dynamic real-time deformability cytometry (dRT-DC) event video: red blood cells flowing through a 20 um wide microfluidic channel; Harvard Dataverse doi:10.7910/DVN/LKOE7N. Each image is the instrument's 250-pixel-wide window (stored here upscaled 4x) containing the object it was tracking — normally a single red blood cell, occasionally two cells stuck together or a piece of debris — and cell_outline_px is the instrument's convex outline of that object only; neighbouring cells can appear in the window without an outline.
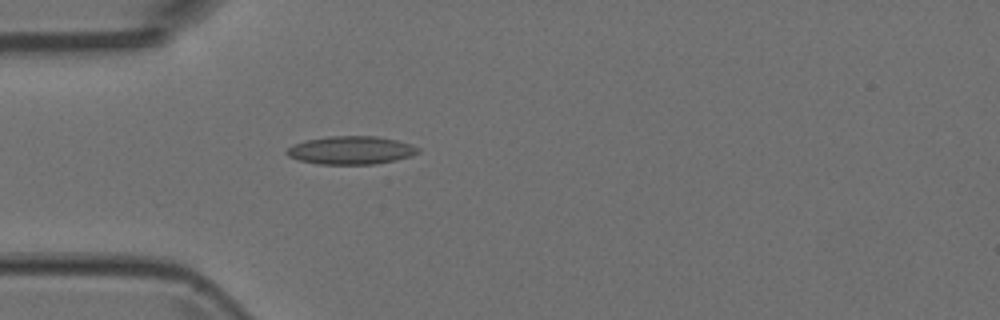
{"species": "Egyptian fruit bat (a non-hibernating species)", "species_latin": "Rousettus aegyptiacus", "temperature_condition": "room temperature", "stored_images_in_passage": 5, "camera_frame_rate_fps": 3000, "um_per_image_px": 0.085, "animal": {"sex": "female"}, "frame": {"image": 1, "passage_image": 5, "time_ms": 1.333, "image_size_px": [1000, 320], "cell_outline_px": [[420, 152], [412, 156], [396, 160], [376, 164], [316, 164], [300, 160], [288, 156], [284, 152], [292, 144], [308, 140], [328, 136], [376, 136], [396, 140], [412, 144], [420, 148]], "centroid_in_image_um": [29.85, 12.77], "position_along_channel_um": 55.1, "area_um2": 21.68}}